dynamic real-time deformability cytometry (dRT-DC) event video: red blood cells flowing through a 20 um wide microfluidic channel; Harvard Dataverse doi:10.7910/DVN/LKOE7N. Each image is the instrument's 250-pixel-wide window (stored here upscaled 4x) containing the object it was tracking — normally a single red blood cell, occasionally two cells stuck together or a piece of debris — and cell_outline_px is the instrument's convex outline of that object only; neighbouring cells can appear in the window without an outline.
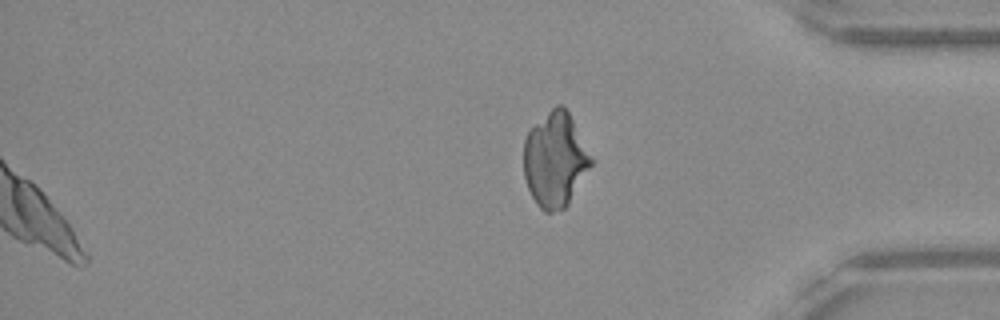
{"species": "Egyptian fruit bat (a non-hibernating species)", "species_latin": "Rousettus aegyptiacus", "temperature_condition": "warm", "stored_images_in_passage": 53, "camera_frame_rate_fps": 3000, "um_per_image_px": 0.085, "frame": {"image": 1, "passage_image": 53, "time_ms": 17.333, "image_size_px": [1000, 320], "cell_outline_px": [[592, 164], [568, 204], [564, 208], [552, 212], [544, 212], [536, 204], [528, 188], [524, 176], [524, 140], [528, 132], [556, 104], [560, 104], [568, 112], [592, 156]], "centroid_in_image_um": [47.18, 13.6], "position_along_channel_um": 388.0, "area_um2": 36.65}}